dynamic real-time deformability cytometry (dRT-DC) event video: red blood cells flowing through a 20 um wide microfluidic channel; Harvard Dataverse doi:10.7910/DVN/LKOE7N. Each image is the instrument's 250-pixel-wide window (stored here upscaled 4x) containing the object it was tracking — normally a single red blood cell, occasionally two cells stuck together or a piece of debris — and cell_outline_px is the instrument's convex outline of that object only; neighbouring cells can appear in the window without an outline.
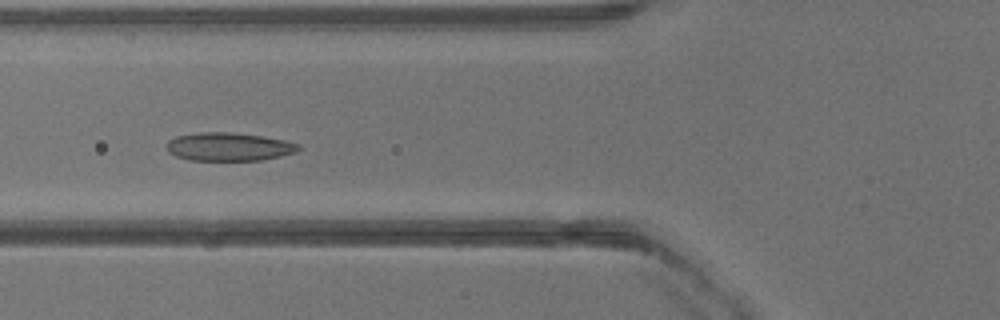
{"species": "common noctule bat (a hibernating species)", "species_latin": "Nyctalus noctula", "temperature_condition": "warm", "stored_images_in_passage": 28, "camera_frame_rate_fps": 3000, "um_per_image_px": 0.085, "animal": {"sex": "male", "body_mass_g": 13.3}, "frame": {"image": 1, "passage_image": 10, "time_ms": 3.0, "image_size_px": [1000, 320], "cell_outline_px": [[300, 148], [296, 152], [280, 156], [260, 160], [188, 160], [176, 156], [168, 152], [168, 140], [176, 136], [200, 132], [232, 132], [260, 136], [284, 140], [300, 144]], "centroid_in_image_um": [19.44, 12.47], "position_along_channel_um": 106.4, "area_um2": 21.62}}
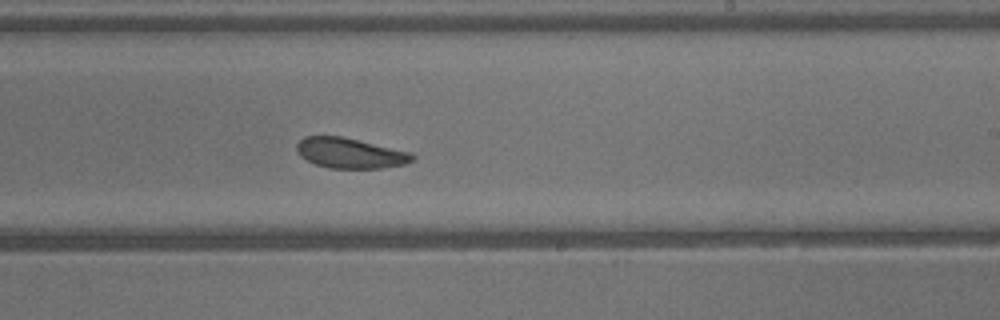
{"frame": {"image": 2, "passage_image": 19, "time_ms": 6.0, "image_size_px": [1000, 320], "cell_outline_px": [[416, 156], [412, 160], [404, 164], [384, 168], [328, 168], [316, 164], [300, 156], [296, 152], [296, 144], [304, 136], [344, 136], [412, 152]], "centroid_in_image_um": [29.77, 13.0], "position_along_channel_um": 259.2, "area_um2": 20.63}}
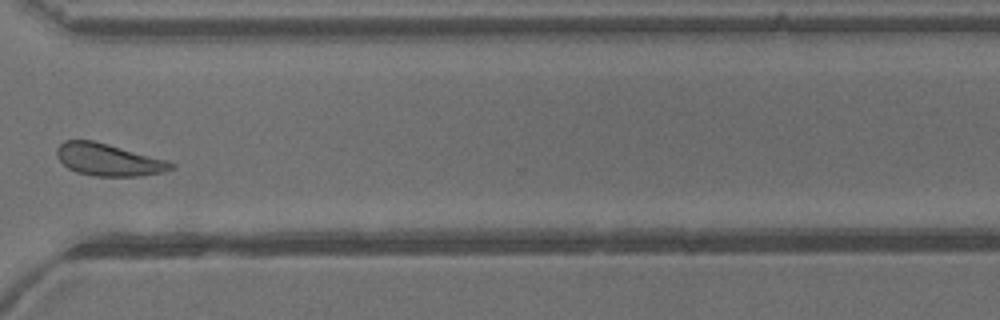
{"frame": {"image": 3, "passage_image": 25, "time_ms": 8.0, "image_size_px": [1000, 320], "cell_outline_px": [[176, 168], [160, 172], [140, 176], [92, 176], [76, 172], [68, 168], [56, 156], [56, 148], [64, 140], [92, 140], [108, 144], [168, 160], [176, 164]], "centroid_in_image_um": [9.22, 13.58], "position_along_channel_um": 361.4, "area_um2": 21.5}}